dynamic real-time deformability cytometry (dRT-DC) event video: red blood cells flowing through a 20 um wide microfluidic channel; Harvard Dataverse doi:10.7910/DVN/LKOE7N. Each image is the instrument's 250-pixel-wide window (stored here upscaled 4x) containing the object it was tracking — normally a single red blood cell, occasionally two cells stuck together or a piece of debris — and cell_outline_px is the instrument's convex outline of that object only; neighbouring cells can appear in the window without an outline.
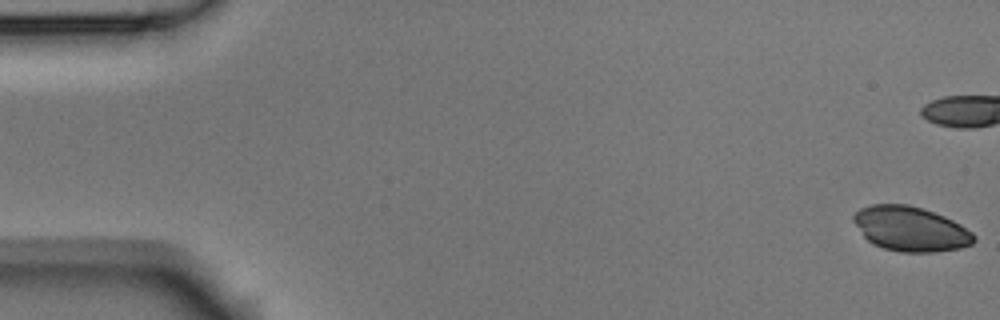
{"species": "Egyptian fruit bat (a non-hibernating species)", "species_latin": "Rousettus aegyptiacus", "temperature_condition": "room temperature", "stored_images_in_passage": 6, "segment_of_instrument_passage": [2, 2], "camera_frame_rate_fps": 3000, "um_per_image_px": 0.085, "animal": {"sex": "male"}, "frame": {"image": 1, "passage_image": 6, "time_ms": 1.667, "image_size_px": [1000, 320], "cell_outline_px": [[976, 240], [972, 244], [960, 248], [932, 252], [900, 252], [884, 248], [872, 244], [864, 236], [852, 220], [852, 216], [860, 208], [872, 204], [908, 204], [924, 208], [944, 216], [960, 224], [972, 232], [976, 236]], "centroid_in_image_um": [77.4, 19.45], "position_along_channel_um": 7.6, "area_um2": 31.44}}